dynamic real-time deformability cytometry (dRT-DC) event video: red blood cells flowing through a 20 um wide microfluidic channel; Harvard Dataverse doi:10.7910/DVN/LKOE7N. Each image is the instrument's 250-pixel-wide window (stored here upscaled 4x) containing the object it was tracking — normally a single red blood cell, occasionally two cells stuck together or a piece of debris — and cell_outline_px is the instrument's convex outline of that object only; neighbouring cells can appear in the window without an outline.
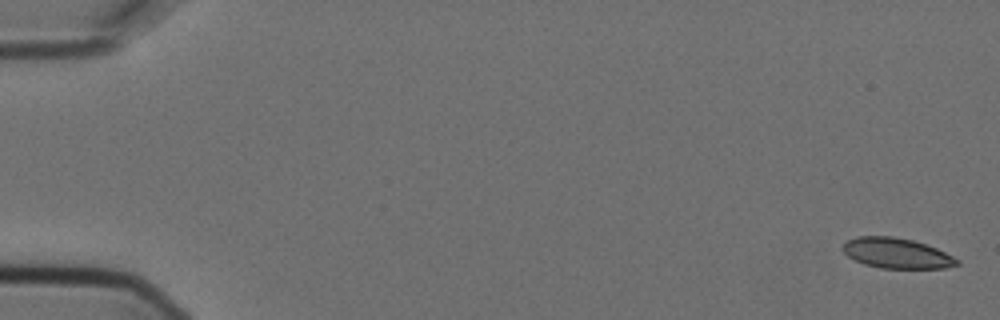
{"species": "Egyptian fruit bat (a non-hibernating species)", "species_latin": "Rousettus aegyptiacus", "temperature_condition": "cold", "stored_images_in_passage": 3, "camera_frame_rate_fps": 3000, "um_per_image_px": 0.085, "animal": {"sex": "female"}, "frame": {"image": 1, "passage_image": 1, "time_ms": 0.0, "image_size_px": [1000, 320], "cell_outline_px": [[960, 264], [944, 268], [880, 268], [864, 264], [848, 256], [840, 248], [848, 240], [856, 236], [892, 236], [912, 240], [936, 248], [960, 260]], "centroid_in_image_um": [76.2, 21.52], "position_along_channel_um": 8.8, "area_um2": 20.06}}